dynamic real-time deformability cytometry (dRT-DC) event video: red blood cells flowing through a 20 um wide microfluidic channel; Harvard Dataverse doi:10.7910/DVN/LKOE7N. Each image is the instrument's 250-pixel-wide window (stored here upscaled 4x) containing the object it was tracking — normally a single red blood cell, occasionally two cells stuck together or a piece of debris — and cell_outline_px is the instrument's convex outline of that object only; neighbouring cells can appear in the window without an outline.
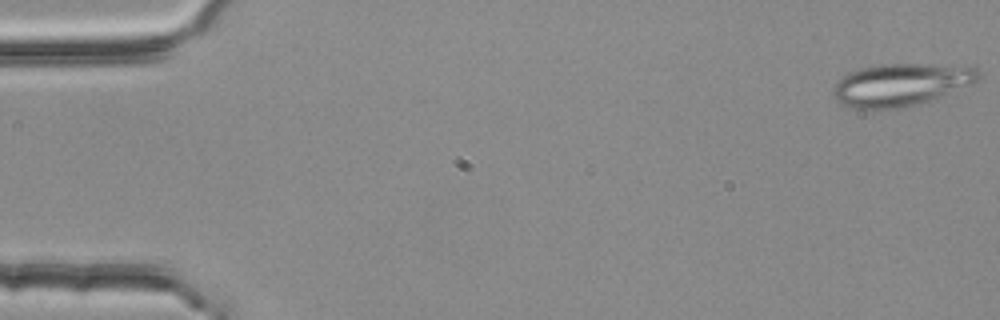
{"species": "common noctule bat (a hibernating species)", "species_latin": "Nyctalus noctula", "temperature_condition": "room temperature", "stored_images_in_passage": 12, "camera_frame_rate_fps": 3000, "um_per_image_px": 0.085, "animal": {"sex": "female", "body_mass_g": 25.1}, "frame": {"image": 1, "passage_image": 1, "time_ms": 0.0, "image_size_px": [1000, 320], "cell_outline_px": [[980, 80], [972, 84], [928, 100], [916, 104], [900, 108], [848, 108], [840, 104], [836, 100], [832, 92], [832, 88], [836, 80], [848, 72], [860, 68], [880, 64], [968, 64], [976, 68], [980, 72]], "centroid_in_image_um": [76.58, 7.16], "position_along_channel_um": 8.4, "area_um2": 36.36}}